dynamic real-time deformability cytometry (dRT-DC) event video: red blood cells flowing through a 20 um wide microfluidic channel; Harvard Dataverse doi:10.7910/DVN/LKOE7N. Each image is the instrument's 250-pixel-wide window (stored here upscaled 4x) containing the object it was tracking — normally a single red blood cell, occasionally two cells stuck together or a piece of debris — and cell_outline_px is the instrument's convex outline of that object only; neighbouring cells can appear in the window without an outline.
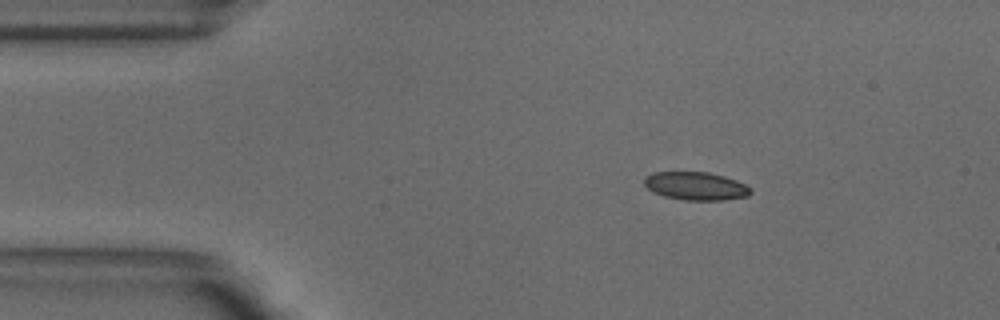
{"species": "common noctule bat (a hibernating species)", "species_latin": "Nyctalus noctula", "temperature_condition": "warm", "stored_images_in_passage": 44, "camera_frame_rate_fps": 3000, "um_per_image_px": 0.085, "animal": {"sex": "male", "body_mass_g": 18.8}, "frame": {"image": 1, "passage_image": 1, "time_ms": 0.0, "image_size_px": [1000, 320], "cell_outline_px": [[752, 192], [748, 196], [724, 200], [684, 200], [664, 196], [652, 192], [644, 184], [644, 176], [652, 172], [708, 172], [724, 176], [736, 180], [752, 188]], "centroid_in_image_um": [59.13, 15.81], "position_along_channel_um": 25.9, "area_um2": 17.57}}
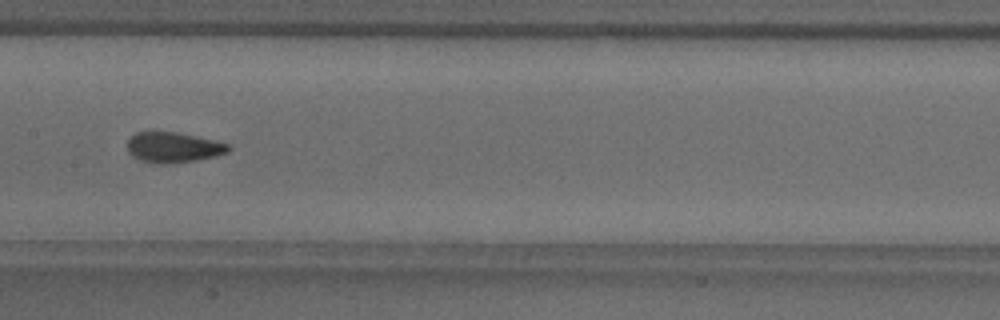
{"frame": {"image": 2, "passage_image": 18, "time_ms": 5.667, "image_size_px": [1000, 320], "cell_outline_px": [[232, 148], [228, 152], [216, 156], [196, 160], [168, 164], [156, 164], [140, 160], [132, 156], [128, 152], [128, 140], [136, 132], [176, 132], [216, 140], [228, 144]], "centroid_in_image_um": [14.75, 12.53], "position_along_channel_um": 192.7, "area_um2": 17.98}}
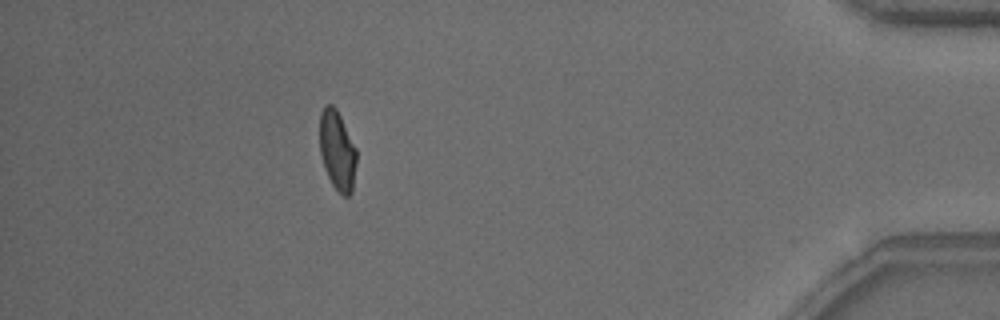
{"frame": {"image": 3, "passage_image": 39, "time_ms": 12.667, "image_size_px": [1000, 320], "cell_outline_px": [[356, 164], [352, 192], [348, 196], [344, 196], [332, 184], [324, 168], [320, 152], [320, 112], [324, 104], [332, 104], [336, 108], [356, 148]], "centroid_in_image_um": [28.66, 12.77], "position_along_channel_um": 406.5, "area_um2": 16.99}, "authors_computed_cell_mechanics": {"area_um2": 17.8891, "velocity_mm_per_s": 3.8537, "shape_relaxation_time_tau1_ms": 4.3283, "shape_relaxation_time_tau2_ms": 1.0468, "deformation_change_tau1": 0.1408, "deformation_change_tau2": 0.0564}}